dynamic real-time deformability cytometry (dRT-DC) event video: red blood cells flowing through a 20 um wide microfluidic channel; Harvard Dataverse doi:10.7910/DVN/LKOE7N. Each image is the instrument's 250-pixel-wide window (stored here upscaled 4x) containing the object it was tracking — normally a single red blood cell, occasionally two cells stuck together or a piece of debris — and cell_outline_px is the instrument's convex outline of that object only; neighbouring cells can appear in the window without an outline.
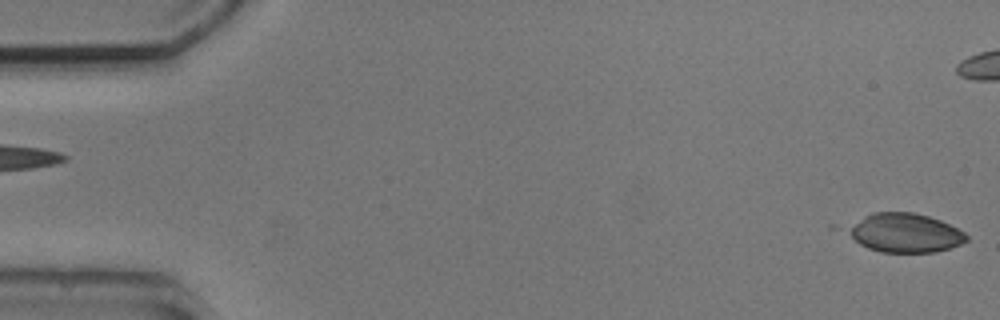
{"species": "common noctule bat (a hibernating species)", "species_latin": "Nyctalus noctula", "temperature_condition": "cold", "stored_images_in_passage": 5, "segment_of_instrument_passage": [2, 2], "camera_frame_rate_fps": 3000, "um_per_image_px": 0.085, "animal": {"sex": "male", "body_mass_g": 20.5, "forearm_length_mm": 52.5}, "frame": {"image": 1, "passage_image": 5, "time_ms": 5.667, "image_size_px": [1000, 320], "cell_outline_px": [[968, 240], [960, 244], [936, 252], [880, 252], [868, 248], [860, 244], [852, 236], [848, 228], [864, 216], [872, 212], [912, 212], [928, 216], [940, 220], [964, 232], [968, 236]], "centroid_in_image_um": [76.96, 19.79], "position_along_channel_um": 8.0, "area_um2": 26.53}}